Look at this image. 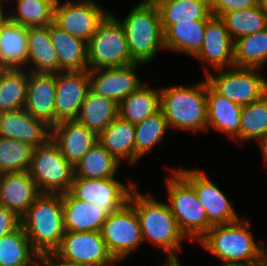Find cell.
Returning <instances> with one entry per match:
<instances>
[{
	"label": "cell",
	"instance_id": "681fc988",
	"mask_svg": "<svg viewBox=\"0 0 267 266\" xmlns=\"http://www.w3.org/2000/svg\"><path fill=\"white\" fill-rule=\"evenodd\" d=\"M4 3L7 1V2H9V1H11V0H2ZM12 1H14V0H12Z\"/></svg>",
	"mask_w": 267,
	"mask_h": 266
},
{
	"label": "cell",
	"instance_id": "f35d334b",
	"mask_svg": "<svg viewBox=\"0 0 267 266\" xmlns=\"http://www.w3.org/2000/svg\"><path fill=\"white\" fill-rule=\"evenodd\" d=\"M34 147L22 141L0 137V173L26 172Z\"/></svg>",
	"mask_w": 267,
	"mask_h": 266
},
{
	"label": "cell",
	"instance_id": "ee69618b",
	"mask_svg": "<svg viewBox=\"0 0 267 266\" xmlns=\"http://www.w3.org/2000/svg\"><path fill=\"white\" fill-rule=\"evenodd\" d=\"M260 144V148L262 151L263 159L265 161V165L267 166V135L257 140Z\"/></svg>",
	"mask_w": 267,
	"mask_h": 266
},
{
	"label": "cell",
	"instance_id": "3957f363",
	"mask_svg": "<svg viewBox=\"0 0 267 266\" xmlns=\"http://www.w3.org/2000/svg\"><path fill=\"white\" fill-rule=\"evenodd\" d=\"M21 220L32 247L40 255L53 253L65 234L62 194L41 193Z\"/></svg>",
	"mask_w": 267,
	"mask_h": 266
},
{
	"label": "cell",
	"instance_id": "60d3db41",
	"mask_svg": "<svg viewBox=\"0 0 267 266\" xmlns=\"http://www.w3.org/2000/svg\"><path fill=\"white\" fill-rule=\"evenodd\" d=\"M259 0H210L212 16L221 17L231 11H239L258 5Z\"/></svg>",
	"mask_w": 267,
	"mask_h": 266
},
{
	"label": "cell",
	"instance_id": "9a60e30c",
	"mask_svg": "<svg viewBox=\"0 0 267 266\" xmlns=\"http://www.w3.org/2000/svg\"><path fill=\"white\" fill-rule=\"evenodd\" d=\"M139 65L133 63L123 67L88 70L90 90L119 104L143 85L136 72Z\"/></svg>",
	"mask_w": 267,
	"mask_h": 266
},
{
	"label": "cell",
	"instance_id": "74e56055",
	"mask_svg": "<svg viewBox=\"0 0 267 266\" xmlns=\"http://www.w3.org/2000/svg\"><path fill=\"white\" fill-rule=\"evenodd\" d=\"M162 110L135 124V163L163 138L168 130Z\"/></svg>",
	"mask_w": 267,
	"mask_h": 266
},
{
	"label": "cell",
	"instance_id": "8fae6325",
	"mask_svg": "<svg viewBox=\"0 0 267 266\" xmlns=\"http://www.w3.org/2000/svg\"><path fill=\"white\" fill-rule=\"evenodd\" d=\"M53 253L64 261L86 266H113L117 262L97 231L65 232Z\"/></svg>",
	"mask_w": 267,
	"mask_h": 266
},
{
	"label": "cell",
	"instance_id": "7a4b0ae2",
	"mask_svg": "<svg viewBox=\"0 0 267 266\" xmlns=\"http://www.w3.org/2000/svg\"><path fill=\"white\" fill-rule=\"evenodd\" d=\"M161 110L169 128L207 131V80L192 86L160 88Z\"/></svg>",
	"mask_w": 267,
	"mask_h": 266
},
{
	"label": "cell",
	"instance_id": "c3c4849f",
	"mask_svg": "<svg viewBox=\"0 0 267 266\" xmlns=\"http://www.w3.org/2000/svg\"><path fill=\"white\" fill-rule=\"evenodd\" d=\"M221 266H238V265L229 264V263H223Z\"/></svg>",
	"mask_w": 267,
	"mask_h": 266
},
{
	"label": "cell",
	"instance_id": "4316f807",
	"mask_svg": "<svg viewBox=\"0 0 267 266\" xmlns=\"http://www.w3.org/2000/svg\"><path fill=\"white\" fill-rule=\"evenodd\" d=\"M98 142L120 163L135 164V124L116 117L99 135Z\"/></svg>",
	"mask_w": 267,
	"mask_h": 266
},
{
	"label": "cell",
	"instance_id": "484cf974",
	"mask_svg": "<svg viewBox=\"0 0 267 266\" xmlns=\"http://www.w3.org/2000/svg\"><path fill=\"white\" fill-rule=\"evenodd\" d=\"M28 39L26 70L30 67L29 71L35 73L62 72L49 34V25L28 27Z\"/></svg>",
	"mask_w": 267,
	"mask_h": 266
},
{
	"label": "cell",
	"instance_id": "ba28073f",
	"mask_svg": "<svg viewBox=\"0 0 267 266\" xmlns=\"http://www.w3.org/2000/svg\"><path fill=\"white\" fill-rule=\"evenodd\" d=\"M28 172L40 193L68 192L74 180V166L62 156L52 139L33 149Z\"/></svg>",
	"mask_w": 267,
	"mask_h": 266
},
{
	"label": "cell",
	"instance_id": "8d00e7d4",
	"mask_svg": "<svg viewBox=\"0 0 267 266\" xmlns=\"http://www.w3.org/2000/svg\"><path fill=\"white\" fill-rule=\"evenodd\" d=\"M16 12L7 17L25 27L47 26L54 22L56 0H15ZM16 13V14H15Z\"/></svg>",
	"mask_w": 267,
	"mask_h": 266
},
{
	"label": "cell",
	"instance_id": "d6986e66",
	"mask_svg": "<svg viewBox=\"0 0 267 266\" xmlns=\"http://www.w3.org/2000/svg\"><path fill=\"white\" fill-rule=\"evenodd\" d=\"M51 139L62 156L75 166L98 142V135L77 120H65L51 127Z\"/></svg>",
	"mask_w": 267,
	"mask_h": 266
},
{
	"label": "cell",
	"instance_id": "52a82bcc",
	"mask_svg": "<svg viewBox=\"0 0 267 266\" xmlns=\"http://www.w3.org/2000/svg\"><path fill=\"white\" fill-rule=\"evenodd\" d=\"M89 70L136 63L130 55L121 23L109 13L87 43Z\"/></svg>",
	"mask_w": 267,
	"mask_h": 266
},
{
	"label": "cell",
	"instance_id": "ffe728a7",
	"mask_svg": "<svg viewBox=\"0 0 267 266\" xmlns=\"http://www.w3.org/2000/svg\"><path fill=\"white\" fill-rule=\"evenodd\" d=\"M56 73L28 71L24 109L33 117L55 125Z\"/></svg>",
	"mask_w": 267,
	"mask_h": 266
},
{
	"label": "cell",
	"instance_id": "ab89813d",
	"mask_svg": "<svg viewBox=\"0 0 267 266\" xmlns=\"http://www.w3.org/2000/svg\"><path fill=\"white\" fill-rule=\"evenodd\" d=\"M267 135V93L259 100L242 106L240 141L258 140Z\"/></svg>",
	"mask_w": 267,
	"mask_h": 266
},
{
	"label": "cell",
	"instance_id": "5bb4252c",
	"mask_svg": "<svg viewBox=\"0 0 267 266\" xmlns=\"http://www.w3.org/2000/svg\"><path fill=\"white\" fill-rule=\"evenodd\" d=\"M124 185L114 178L87 179L74 178L69 192L77 199L95 204L100 208H123L132 191L137 187L128 180Z\"/></svg>",
	"mask_w": 267,
	"mask_h": 266
},
{
	"label": "cell",
	"instance_id": "5b68a950",
	"mask_svg": "<svg viewBox=\"0 0 267 266\" xmlns=\"http://www.w3.org/2000/svg\"><path fill=\"white\" fill-rule=\"evenodd\" d=\"M249 221L214 225L199 240L201 245L224 263L255 266L264 241L257 244L249 232Z\"/></svg>",
	"mask_w": 267,
	"mask_h": 266
},
{
	"label": "cell",
	"instance_id": "836d02e7",
	"mask_svg": "<svg viewBox=\"0 0 267 266\" xmlns=\"http://www.w3.org/2000/svg\"><path fill=\"white\" fill-rule=\"evenodd\" d=\"M28 71L0 69V112L23 109L26 102Z\"/></svg>",
	"mask_w": 267,
	"mask_h": 266
},
{
	"label": "cell",
	"instance_id": "f6af8a7d",
	"mask_svg": "<svg viewBox=\"0 0 267 266\" xmlns=\"http://www.w3.org/2000/svg\"><path fill=\"white\" fill-rule=\"evenodd\" d=\"M265 245L262 247L255 266H267V252Z\"/></svg>",
	"mask_w": 267,
	"mask_h": 266
},
{
	"label": "cell",
	"instance_id": "4dcf8cb0",
	"mask_svg": "<svg viewBox=\"0 0 267 266\" xmlns=\"http://www.w3.org/2000/svg\"><path fill=\"white\" fill-rule=\"evenodd\" d=\"M39 256L22 225L0 238V266H38Z\"/></svg>",
	"mask_w": 267,
	"mask_h": 266
},
{
	"label": "cell",
	"instance_id": "bcb514c9",
	"mask_svg": "<svg viewBox=\"0 0 267 266\" xmlns=\"http://www.w3.org/2000/svg\"><path fill=\"white\" fill-rule=\"evenodd\" d=\"M3 7H4V3H3L2 0H0V21H3V20H5L7 18V14H6L7 12H5V14H4Z\"/></svg>",
	"mask_w": 267,
	"mask_h": 266
},
{
	"label": "cell",
	"instance_id": "7bdbcfd3",
	"mask_svg": "<svg viewBox=\"0 0 267 266\" xmlns=\"http://www.w3.org/2000/svg\"><path fill=\"white\" fill-rule=\"evenodd\" d=\"M38 266H86L73 264L57 257L54 253H45L39 256Z\"/></svg>",
	"mask_w": 267,
	"mask_h": 266
},
{
	"label": "cell",
	"instance_id": "4fadbf2b",
	"mask_svg": "<svg viewBox=\"0 0 267 266\" xmlns=\"http://www.w3.org/2000/svg\"><path fill=\"white\" fill-rule=\"evenodd\" d=\"M180 169V170H179ZM174 169L195 191L198 200L207 213L208 221L214 225L239 221L233 204L208 177L199 169Z\"/></svg>",
	"mask_w": 267,
	"mask_h": 266
},
{
	"label": "cell",
	"instance_id": "d590c367",
	"mask_svg": "<svg viewBox=\"0 0 267 266\" xmlns=\"http://www.w3.org/2000/svg\"><path fill=\"white\" fill-rule=\"evenodd\" d=\"M220 18L233 40L267 28V16L259 4L252 8L225 13Z\"/></svg>",
	"mask_w": 267,
	"mask_h": 266
},
{
	"label": "cell",
	"instance_id": "8992f818",
	"mask_svg": "<svg viewBox=\"0 0 267 266\" xmlns=\"http://www.w3.org/2000/svg\"><path fill=\"white\" fill-rule=\"evenodd\" d=\"M167 178L168 205L180 230L190 240H200L213 226L194 189L174 170Z\"/></svg>",
	"mask_w": 267,
	"mask_h": 266
},
{
	"label": "cell",
	"instance_id": "cb8c5ba5",
	"mask_svg": "<svg viewBox=\"0 0 267 266\" xmlns=\"http://www.w3.org/2000/svg\"><path fill=\"white\" fill-rule=\"evenodd\" d=\"M207 131L211 126L240 141L242 106L217 93L207 82ZM235 137V138H234Z\"/></svg>",
	"mask_w": 267,
	"mask_h": 266
},
{
	"label": "cell",
	"instance_id": "277c9868",
	"mask_svg": "<svg viewBox=\"0 0 267 266\" xmlns=\"http://www.w3.org/2000/svg\"><path fill=\"white\" fill-rule=\"evenodd\" d=\"M127 38L131 58L140 64H147L164 47V31L158 8L153 1L141 0L121 21L117 19Z\"/></svg>",
	"mask_w": 267,
	"mask_h": 266
},
{
	"label": "cell",
	"instance_id": "7dc6e473",
	"mask_svg": "<svg viewBox=\"0 0 267 266\" xmlns=\"http://www.w3.org/2000/svg\"><path fill=\"white\" fill-rule=\"evenodd\" d=\"M258 4H259L260 8L262 9V11L267 16V0H259Z\"/></svg>",
	"mask_w": 267,
	"mask_h": 266
},
{
	"label": "cell",
	"instance_id": "6da1fadb",
	"mask_svg": "<svg viewBox=\"0 0 267 266\" xmlns=\"http://www.w3.org/2000/svg\"><path fill=\"white\" fill-rule=\"evenodd\" d=\"M128 203L137 213L143 241L148 239L165 252L162 266L181 265L178 252L181 240L186 236L180 230L168 203L153 199L149 192H138L137 187L132 191Z\"/></svg>",
	"mask_w": 267,
	"mask_h": 266
},
{
	"label": "cell",
	"instance_id": "2e32d148",
	"mask_svg": "<svg viewBox=\"0 0 267 266\" xmlns=\"http://www.w3.org/2000/svg\"><path fill=\"white\" fill-rule=\"evenodd\" d=\"M89 90L88 71L56 73L55 125L61 121L76 119Z\"/></svg>",
	"mask_w": 267,
	"mask_h": 266
},
{
	"label": "cell",
	"instance_id": "f546056e",
	"mask_svg": "<svg viewBox=\"0 0 267 266\" xmlns=\"http://www.w3.org/2000/svg\"><path fill=\"white\" fill-rule=\"evenodd\" d=\"M207 21L179 22L164 31L165 50L186 53L194 57L201 49Z\"/></svg>",
	"mask_w": 267,
	"mask_h": 266
},
{
	"label": "cell",
	"instance_id": "44dd1931",
	"mask_svg": "<svg viewBox=\"0 0 267 266\" xmlns=\"http://www.w3.org/2000/svg\"><path fill=\"white\" fill-rule=\"evenodd\" d=\"M65 232H100L105 219L121 208H100L75 198L69 191L62 193Z\"/></svg>",
	"mask_w": 267,
	"mask_h": 266
},
{
	"label": "cell",
	"instance_id": "ac0fdd59",
	"mask_svg": "<svg viewBox=\"0 0 267 266\" xmlns=\"http://www.w3.org/2000/svg\"><path fill=\"white\" fill-rule=\"evenodd\" d=\"M0 137L16 139L35 148L51 139V126L24 108L0 112Z\"/></svg>",
	"mask_w": 267,
	"mask_h": 266
},
{
	"label": "cell",
	"instance_id": "d4e9b609",
	"mask_svg": "<svg viewBox=\"0 0 267 266\" xmlns=\"http://www.w3.org/2000/svg\"><path fill=\"white\" fill-rule=\"evenodd\" d=\"M49 34L62 71L89 70L86 42L72 36L54 22L49 24Z\"/></svg>",
	"mask_w": 267,
	"mask_h": 266
},
{
	"label": "cell",
	"instance_id": "1f68e13d",
	"mask_svg": "<svg viewBox=\"0 0 267 266\" xmlns=\"http://www.w3.org/2000/svg\"><path fill=\"white\" fill-rule=\"evenodd\" d=\"M160 109V89H153L143 84L119 103L118 116L137 124Z\"/></svg>",
	"mask_w": 267,
	"mask_h": 266
},
{
	"label": "cell",
	"instance_id": "e0dca14e",
	"mask_svg": "<svg viewBox=\"0 0 267 266\" xmlns=\"http://www.w3.org/2000/svg\"><path fill=\"white\" fill-rule=\"evenodd\" d=\"M194 58L216 70L234 66V40L220 17L211 15L207 19L203 43Z\"/></svg>",
	"mask_w": 267,
	"mask_h": 266
},
{
	"label": "cell",
	"instance_id": "d6a6232c",
	"mask_svg": "<svg viewBox=\"0 0 267 266\" xmlns=\"http://www.w3.org/2000/svg\"><path fill=\"white\" fill-rule=\"evenodd\" d=\"M118 161L97 142L74 166V178H114Z\"/></svg>",
	"mask_w": 267,
	"mask_h": 266
},
{
	"label": "cell",
	"instance_id": "603a6c76",
	"mask_svg": "<svg viewBox=\"0 0 267 266\" xmlns=\"http://www.w3.org/2000/svg\"><path fill=\"white\" fill-rule=\"evenodd\" d=\"M28 27L0 21V69H24L28 57Z\"/></svg>",
	"mask_w": 267,
	"mask_h": 266
},
{
	"label": "cell",
	"instance_id": "9c48e42d",
	"mask_svg": "<svg viewBox=\"0 0 267 266\" xmlns=\"http://www.w3.org/2000/svg\"><path fill=\"white\" fill-rule=\"evenodd\" d=\"M260 70L232 66L227 71L216 70L218 74L213 75L206 68L205 79L217 93L238 105L246 106L267 93V79L259 73Z\"/></svg>",
	"mask_w": 267,
	"mask_h": 266
},
{
	"label": "cell",
	"instance_id": "83f0119b",
	"mask_svg": "<svg viewBox=\"0 0 267 266\" xmlns=\"http://www.w3.org/2000/svg\"><path fill=\"white\" fill-rule=\"evenodd\" d=\"M163 31L179 22L207 21L211 16L210 0H154Z\"/></svg>",
	"mask_w": 267,
	"mask_h": 266
},
{
	"label": "cell",
	"instance_id": "30bf717a",
	"mask_svg": "<svg viewBox=\"0 0 267 266\" xmlns=\"http://www.w3.org/2000/svg\"><path fill=\"white\" fill-rule=\"evenodd\" d=\"M100 232L116 261L124 260L143 242L137 213L129 203L111 213L105 219Z\"/></svg>",
	"mask_w": 267,
	"mask_h": 266
},
{
	"label": "cell",
	"instance_id": "b9f144b4",
	"mask_svg": "<svg viewBox=\"0 0 267 266\" xmlns=\"http://www.w3.org/2000/svg\"><path fill=\"white\" fill-rule=\"evenodd\" d=\"M21 217L14 211L0 205V238L21 226Z\"/></svg>",
	"mask_w": 267,
	"mask_h": 266
},
{
	"label": "cell",
	"instance_id": "7c38bea8",
	"mask_svg": "<svg viewBox=\"0 0 267 266\" xmlns=\"http://www.w3.org/2000/svg\"><path fill=\"white\" fill-rule=\"evenodd\" d=\"M91 0L66 1L60 4L56 0L54 23L72 36L88 43L98 25L109 14Z\"/></svg>",
	"mask_w": 267,
	"mask_h": 266
},
{
	"label": "cell",
	"instance_id": "7402d4cb",
	"mask_svg": "<svg viewBox=\"0 0 267 266\" xmlns=\"http://www.w3.org/2000/svg\"><path fill=\"white\" fill-rule=\"evenodd\" d=\"M28 171L0 176V205L22 217L40 195Z\"/></svg>",
	"mask_w": 267,
	"mask_h": 266
},
{
	"label": "cell",
	"instance_id": "f1b7e54d",
	"mask_svg": "<svg viewBox=\"0 0 267 266\" xmlns=\"http://www.w3.org/2000/svg\"><path fill=\"white\" fill-rule=\"evenodd\" d=\"M119 104L114 100L93 93H87L75 120L99 135L116 117Z\"/></svg>",
	"mask_w": 267,
	"mask_h": 266
},
{
	"label": "cell",
	"instance_id": "e575fe53",
	"mask_svg": "<svg viewBox=\"0 0 267 266\" xmlns=\"http://www.w3.org/2000/svg\"><path fill=\"white\" fill-rule=\"evenodd\" d=\"M267 63V28L234 40V66L258 68Z\"/></svg>",
	"mask_w": 267,
	"mask_h": 266
}]
</instances>
